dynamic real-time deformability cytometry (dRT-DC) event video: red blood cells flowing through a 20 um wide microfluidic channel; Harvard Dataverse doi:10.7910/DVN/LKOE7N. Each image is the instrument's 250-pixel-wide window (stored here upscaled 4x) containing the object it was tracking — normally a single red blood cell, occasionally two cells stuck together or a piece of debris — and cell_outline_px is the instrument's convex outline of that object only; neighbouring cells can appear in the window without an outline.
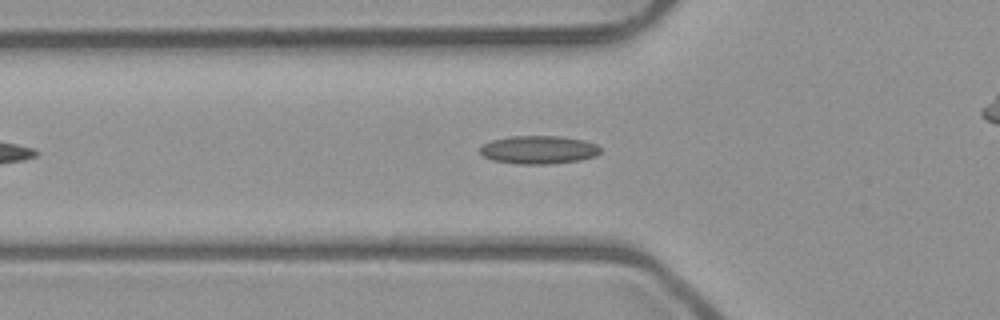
{"species": "common noctule bat (a hibernating species)", "species_latin": "Nyctalus noctula", "temperature_condition": "room temperature", "stored_images_in_passage": 40, "camera_frame_rate_fps": 3000, "um_per_image_px": 0.085, "animal": {"sex": "male", "body_mass_g": 23.1, "forearm_length_mm": 52.7}, "frame": {"image": 1, "passage_image": 9, "time_ms": 2.667, "image_size_px": [1000, 320], "cell_outline_px": [[600, 152], [596, 156], [580, 160], [548, 164], [516, 164], [492, 160], [484, 156], [480, 152], [480, 148], [484, 144], [492, 140], [512, 136], [560, 136], [580, 140], [596, 144], [600, 148]], "centroid_in_image_um": [45.78, 12.74], "position_along_channel_um": 80.0, "area_um2": 19.65}}
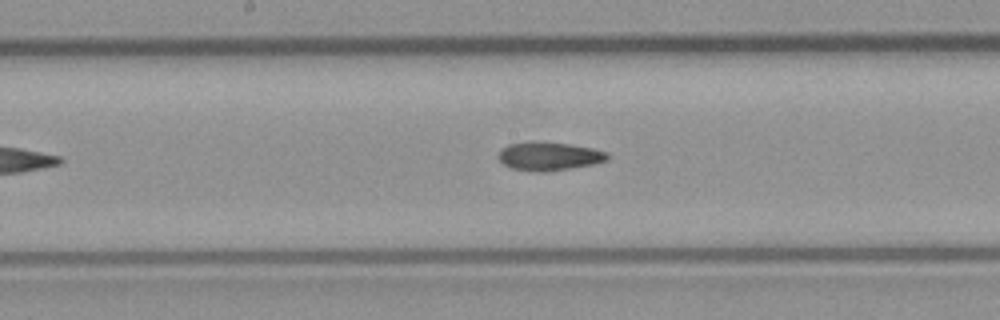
{"frame": {"image": 2, "passage_image": 18, "time_ms": 5.667, "image_size_px": [1000, 320], "cell_outline_px": [[608, 160], [592, 164], [548, 172], [536, 172], [512, 168], [504, 164], [496, 156], [500, 148], [508, 144], [572, 144], [592, 148], [608, 152]], "centroid_in_image_um": [46.67, 13.32], "position_along_channel_um": 201.5, "area_um2": 17.51}}
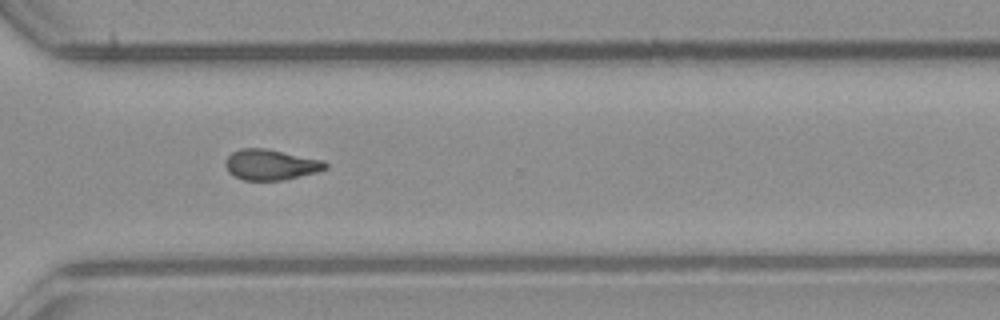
{"frame": {"image": 3, "passage_image": 29, "time_ms": 9.333, "image_size_px": [1000, 320], "cell_outline_px": [[328, 168], [316, 172], [284, 180], [244, 180], [232, 176], [228, 172], [224, 164], [224, 160], [232, 152], [240, 148], [264, 148], [324, 160], [328, 164]], "centroid_in_image_um": [22.98, 14.0], "position_along_channel_um": 347.6, "area_um2": 17.98}, "authors_computed_cell_mechanics": {"area_um2": 17.9469, "velocity_mm_per_s": 4.0033, "shape_relaxation_time_tau1_ms": null, "shape_relaxation_time_tau2_ms": 2.0083, "deformation_change_tau1": null, "deformation_change_tau2": 0.0881}}